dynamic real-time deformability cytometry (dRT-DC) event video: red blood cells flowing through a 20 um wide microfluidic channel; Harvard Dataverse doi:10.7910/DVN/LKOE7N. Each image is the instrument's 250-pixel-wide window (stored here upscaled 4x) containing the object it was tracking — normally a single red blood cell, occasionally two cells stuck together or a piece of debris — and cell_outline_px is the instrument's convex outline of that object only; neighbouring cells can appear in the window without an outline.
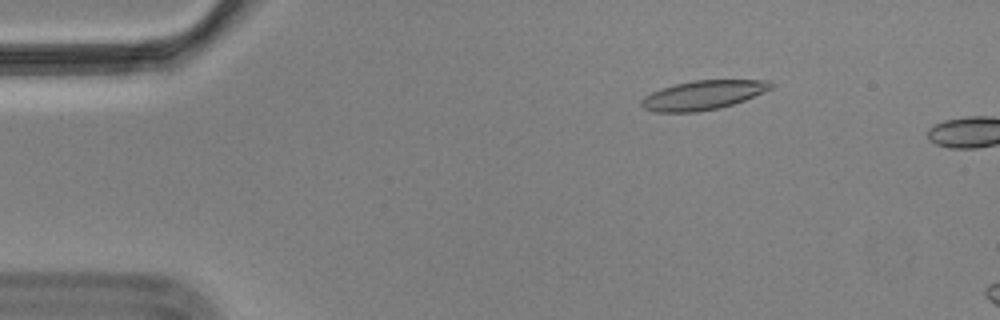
{"species": "Egyptian fruit bat (a non-hibernating species)", "species_latin": "Rousettus aegyptiacus", "temperature_condition": "cold", "stored_images_in_passage": 12, "camera_frame_rate_fps": 3000, "um_per_image_px": 0.085, "animal": {"sex": "male"}, "frame": {"image": 1, "passage_image": 9, "time_ms": 2.667, "image_size_px": [1000, 320], "cell_outline_px": [[772, 88], [744, 100], [720, 108], [696, 112], [652, 112], [644, 108], [640, 104], [640, 100], [644, 96], [660, 88], [692, 80], [768, 80], [772, 84]], "centroid_in_image_um": [59.7, 8.09], "position_along_channel_um": 25.3, "area_um2": 21.96}}